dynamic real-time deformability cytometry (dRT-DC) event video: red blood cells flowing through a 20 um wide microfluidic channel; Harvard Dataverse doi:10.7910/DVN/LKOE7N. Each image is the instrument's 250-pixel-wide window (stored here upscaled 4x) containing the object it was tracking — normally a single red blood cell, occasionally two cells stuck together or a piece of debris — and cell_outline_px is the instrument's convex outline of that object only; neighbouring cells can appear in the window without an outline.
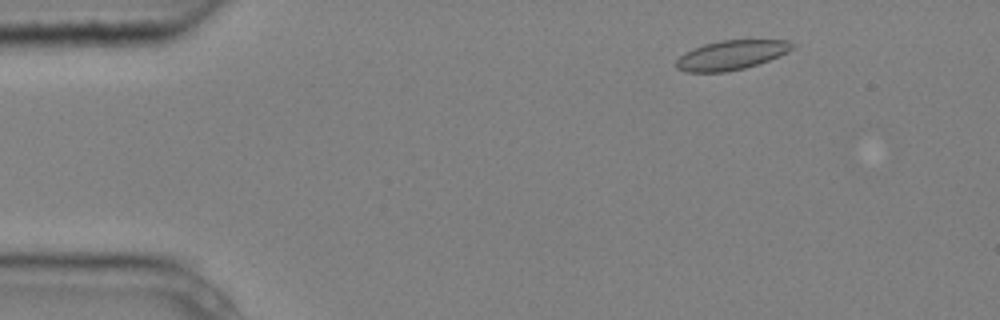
{"species": "common noctule bat (a hibernating species)", "species_latin": "Nyctalus noctula", "temperature_condition": "cold", "stored_images_in_passage": 4, "camera_frame_rate_fps": 3000, "um_per_image_px": 0.085, "animal": {"sex": "male", "body_mass_g": 20.4}, "frame": {"image": 1, "passage_image": 2, "time_ms": 0.333, "image_size_px": [1000, 320], "cell_outline_px": [[796, 44], [788, 52], [768, 60], [744, 68], [724, 72], [688, 72], [676, 68], [676, 60], [680, 56], [704, 44], [720, 40], [788, 40]], "centroid_in_image_um": [62.18, 4.67], "position_along_channel_um": 22.8, "area_um2": 19.59}}